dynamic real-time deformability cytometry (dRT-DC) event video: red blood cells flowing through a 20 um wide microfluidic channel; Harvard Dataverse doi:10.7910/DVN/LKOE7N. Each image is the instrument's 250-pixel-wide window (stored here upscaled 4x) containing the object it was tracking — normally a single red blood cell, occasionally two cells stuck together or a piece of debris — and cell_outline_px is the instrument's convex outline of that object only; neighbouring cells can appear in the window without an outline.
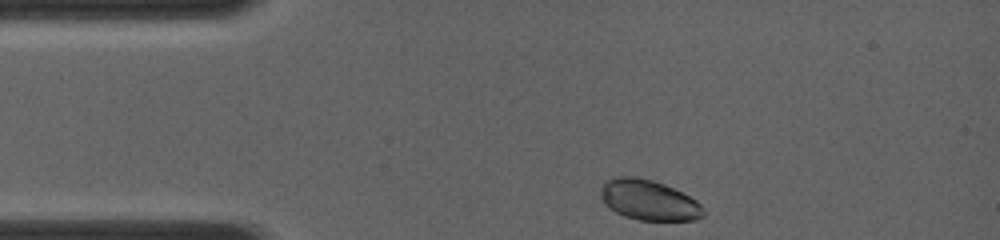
{"species": "common noctule bat (a hibernating species)", "species_latin": "Nyctalus noctula", "temperature_condition": "room temperature", "stored_images_in_passage": 28, "camera_frame_rate_fps": 4000, "um_per_image_px": 0.085, "animal": {"sex": "female", "body_mass_g": 19.0, "forearm_length_mm": 56.7}, "frame": {"image": 1, "passage_image": 1, "time_ms": 0.0, "image_size_px": [1000, 240], "cell_outline_px": [[704, 216], [692, 220], [640, 220], [624, 216], [616, 212], [604, 204], [600, 196], [600, 188], [604, 180], [612, 176], [636, 176], [652, 180], [664, 184], [696, 200], [700, 204], [704, 212]], "centroid_in_image_um": [55.08, 16.99], "position_along_channel_um": 29.9, "area_um2": 24.22}}
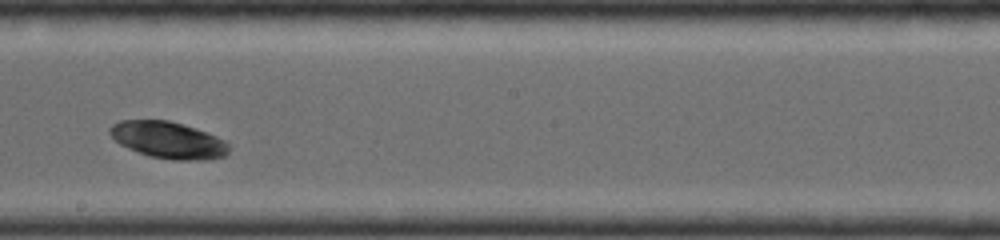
{"frame": {"image": 2, "passage_image": 16, "time_ms": 5.5, "image_size_px": [1000, 240], "cell_outline_px": [[228, 152], [224, 156], [208, 160], [172, 160], [148, 156], [128, 148], [120, 144], [108, 132], [108, 128], [112, 124], [120, 120], [168, 120], [184, 124], [208, 132], [224, 140], [228, 144]], "centroid_in_image_um": [14.29, 11.9], "position_along_channel_um": 233.9, "area_um2": 25.66}}
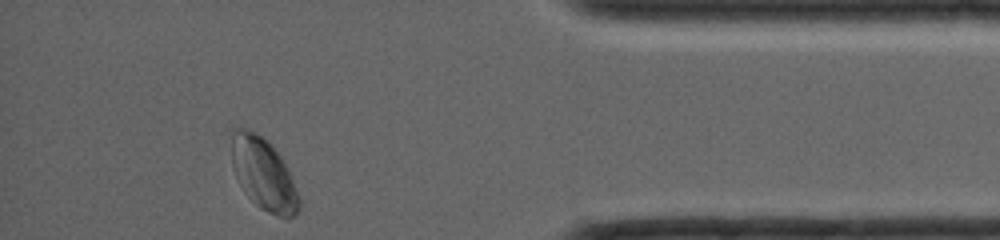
{"frame": {"image": 3, "passage_image": 28, "time_ms": 10.0, "image_size_px": [1000, 240], "cell_outline_px": [[300, 208], [292, 216], [276, 216], [260, 208], [244, 192], [236, 176], [232, 164], [228, 132], [228, 128], [248, 128], [260, 136], [280, 156], [288, 168], [296, 188], [300, 200]], "centroid_in_image_um": [22.33, 14.74], "position_along_channel_um": 412.9, "area_um2": 28.38}}